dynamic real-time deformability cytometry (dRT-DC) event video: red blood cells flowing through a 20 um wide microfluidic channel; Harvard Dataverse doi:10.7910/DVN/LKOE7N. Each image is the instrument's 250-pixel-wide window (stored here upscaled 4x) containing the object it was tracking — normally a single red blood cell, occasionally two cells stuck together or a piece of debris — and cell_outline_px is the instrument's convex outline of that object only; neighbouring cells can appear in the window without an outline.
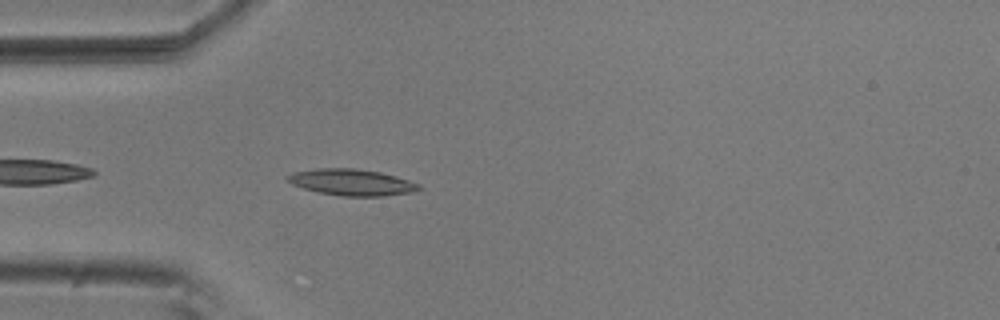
{"species": "common noctule bat (a hibernating species)", "species_latin": "Nyctalus noctula", "temperature_condition": "room temperature", "stored_images_in_passage": 4, "camera_frame_rate_fps": 3000, "um_per_image_px": 0.085, "animal": {"sex": "male", "body_mass_g": 20.5, "forearm_length_mm": 52.5}, "frame": {"image": 1, "passage_image": 4, "time_ms": 1.0, "image_size_px": [1000, 320], "cell_outline_px": [[420, 188], [412, 192], [384, 196], [340, 196], [320, 192], [304, 188], [292, 184], [284, 180], [284, 176], [292, 172], [316, 168], [352, 168], [380, 172], [396, 176], [420, 184]], "centroid_in_image_um": [29.84, 15.48], "position_along_channel_um": 55.2, "area_um2": 20.23}}